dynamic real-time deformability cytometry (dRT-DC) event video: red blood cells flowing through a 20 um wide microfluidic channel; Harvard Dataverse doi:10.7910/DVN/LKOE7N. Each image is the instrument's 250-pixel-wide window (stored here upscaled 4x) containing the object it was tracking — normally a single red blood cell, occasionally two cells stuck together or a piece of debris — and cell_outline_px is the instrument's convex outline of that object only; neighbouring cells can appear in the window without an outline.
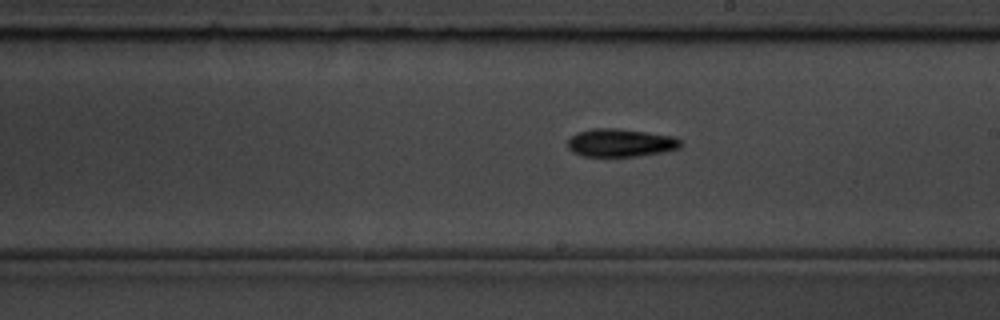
{"species": "common noctule bat (a hibernating species)", "species_latin": "Nyctalus noctula", "temperature_condition": "room temperature", "stored_images_in_passage": 43, "camera_frame_rate_fps": 3000, "um_per_image_px": 0.085, "animal": {"sex": "male", "body_mass_g": 19.5, "forearm_length_mm": 54.6}, "frame": {"image": 1, "passage_image": 31, "time_ms": 10.0, "image_size_px": [1000, 320], "cell_outline_px": [[680, 148], [664, 152], [636, 156], [584, 156], [572, 152], [568, 148], [568, 140], [576, 132], [592, 128], [616, 128], [648, 132], [672, 136], [680, 140]], "centroid_in_image_um": [52.72, 12.13], "position_along_channel_um": 236.3, "area_um2": 18.44}}